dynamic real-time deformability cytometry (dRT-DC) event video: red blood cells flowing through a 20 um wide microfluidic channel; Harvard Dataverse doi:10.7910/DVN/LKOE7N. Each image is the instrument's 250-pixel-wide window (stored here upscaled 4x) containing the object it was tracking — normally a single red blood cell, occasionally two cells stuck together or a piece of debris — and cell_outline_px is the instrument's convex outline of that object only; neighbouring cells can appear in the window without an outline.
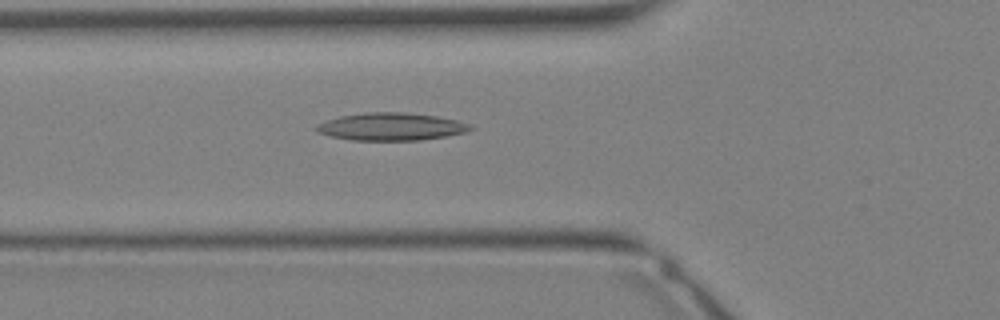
{"species": "Egyptian fruit bat (a non-hibernating species)", "species_latin": "Rousettus aegyptiacus", "temperature_condition": "warm", "stored_images_in_passage": 25, "camera_frame_rate_fps": 3000, "um_per_image_px": 0.085, "animal": {"sex": "female"}, "frame": {"image": 1, "passage_image": 3, "time_ms": 0.667, "image_size_px": [1000, 320], "cell_outline_px": [[476, 128], [468, 132], [448, 136], [420, 140], [352, 140], [332, 136], [316, 132], [312, 128], [316, 124], [340, 116], [364, 112], [404, 112], [436, 116], [456, 120], [472, 124]], "centroid_in_image_um": [33.28, 10.76], "position_along_channel_um": 92.5, "area_um2": 25.03}}
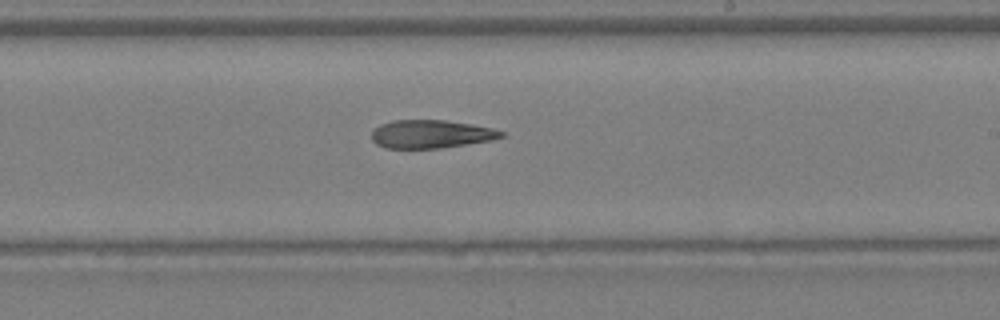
{"frame": {"image": 2, "passage_image": 11, "time_ms": 3.333, "image_size_px": [1000, 320], "cell_outline_px": [[504, 136], [492, 140], [440, 148], [384, 148], [376, 144], [372, 140], [372, 132], [380, 124], [392, 120], [444, 120], [472, 124], [492, 128], [504, 132]], "centroid_in_image_um": [36.62, 11.39], "position_along_channel_um": 252.4, "area_um2": 21.27}}
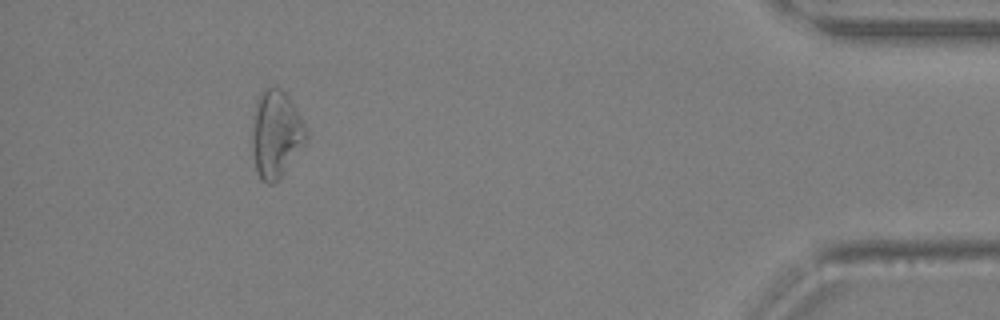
{"frame": {"image": 3, "passage_image": 22, "time_ms": 7.0, "image_size_px": [1000, 320], "cell_outline_px": [[308, 140], [284, 172], [272, 184], [268, 184], [260, 180], [256, 172], [252, 152], [252, 116], [256, 100], [260, 92], [264, 88], [280, 88], [288, 96], [308, 128]], "centroid_in_image_um": [23.45, 11.39], "position_along_channel_um": 411.7, "area_um2": 27.92}}